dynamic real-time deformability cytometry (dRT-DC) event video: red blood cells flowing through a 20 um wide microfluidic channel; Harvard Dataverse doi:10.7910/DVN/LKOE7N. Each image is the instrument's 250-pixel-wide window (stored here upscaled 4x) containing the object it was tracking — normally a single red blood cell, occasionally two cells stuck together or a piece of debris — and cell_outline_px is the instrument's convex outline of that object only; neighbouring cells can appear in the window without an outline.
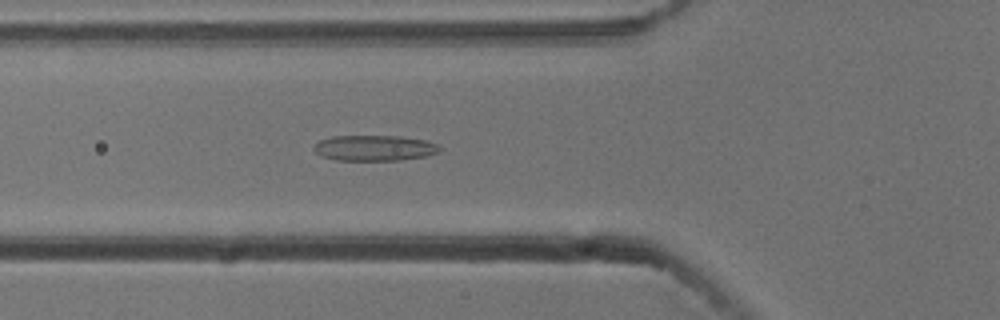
{"species": "common noctule bat (a hibernating species)", "species_latin": "Nyctalus noctula", "temperature_condition": "cold", "stored_images_in_passage": 55, "camera_frame_rate_fps": 3000, "um_per_image_px": 0.085, "animal": {"sex": "male", "body_mass_g": 13.3}, "frame": {"image": 1, "passage_image": 19, "time_ms": 6.0, "image_size_px": [1000, 320], "cell_outline_px": [[440, 148], [436, 152], [428, 156], [400, 160], [336, 160], [320, 156], [312, 148], [320, 140], [332, 136], [400, 136], [428, 140], [440, 144]], "centroid_in_image_um": [31.84, 12.58], "position_along_channel_um": 94.0, "area_um2": 18.9}}
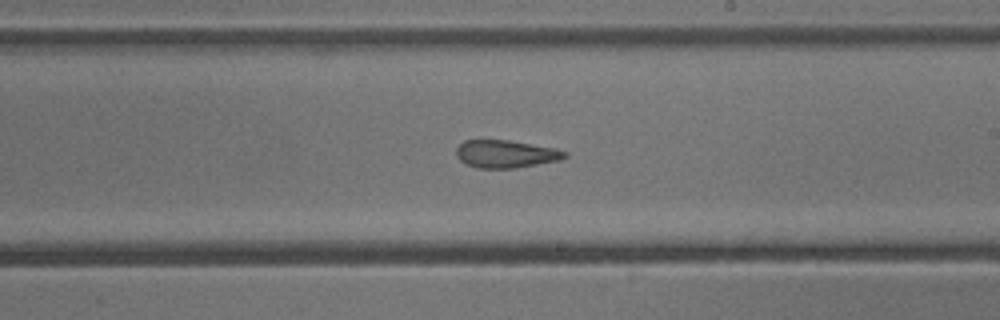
{"frame": {"image": 2, "passage_image": 31, "time_ms": 10.0, "image_size_px": [1000, 320], "cell_outline_px": [[568, 156], [560, 160], [516, 168], [476, 168], [460, 160], [456, 156], [456, 148], [464, 140], [508, 140], [556, 148], [568, 152]], "centroid_in_image_um": [43.01, 13.08], "position_along_channel_um": 246.0, "area_um2": 17.57}}
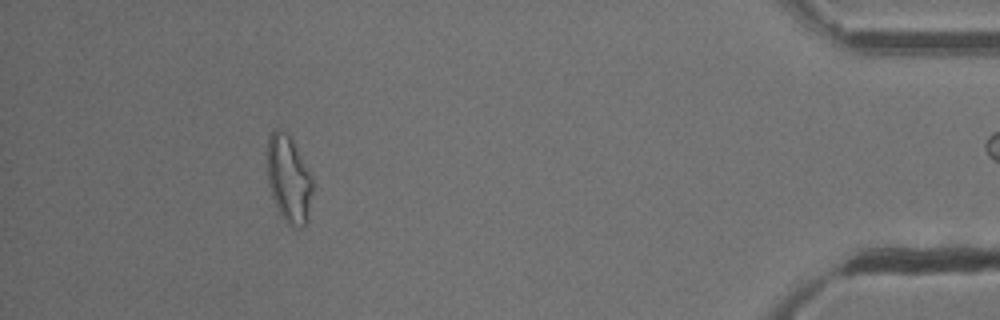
{"frame": {"image": 3, "passage_image": 49, "time_ms": 16.0, "image_size_px": [1000, 320], "cell_outline_px": [[312, 192], [308, 220], [304, 228], [292, 228], [280, 216], [272, 196], [268, 184], [268, 136], [272, 128], [276, 128], [284, 132], [292, 140], [312, 176]], "centroid_in_image_um": [24.55, 15.28], "position_along_channel_um": 410.7, "area_um2": 23.12}, "authors_computed_cell_mechanics": {"area_um2": 19.941, "velocity_mm_per_s": 3.7885, "shape_relaxation_time_tau1_ms": null, "shape_relaxation_time_tau2_ms": 2.2334, "deformation_change_tau1": null, "deformation_change_tau2": 0.1188}}